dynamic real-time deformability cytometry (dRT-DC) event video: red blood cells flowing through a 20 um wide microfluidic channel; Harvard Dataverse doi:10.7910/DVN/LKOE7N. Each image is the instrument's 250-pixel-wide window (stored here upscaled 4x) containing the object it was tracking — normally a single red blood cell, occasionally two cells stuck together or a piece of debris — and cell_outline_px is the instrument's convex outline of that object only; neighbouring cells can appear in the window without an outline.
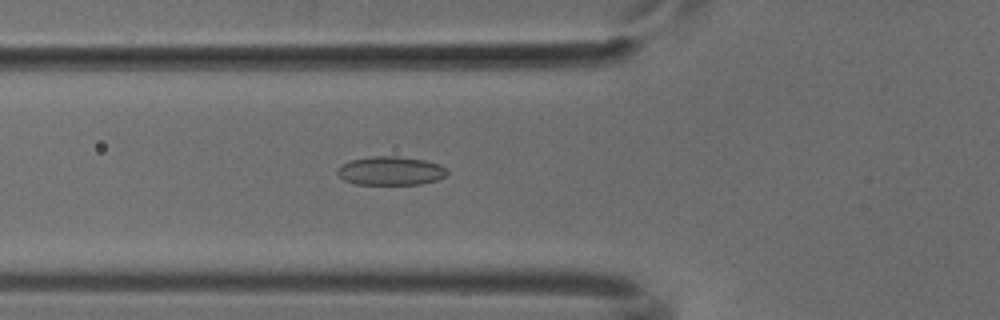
{"species": "common noctule bat (a hibernating species)", "species_latin": "Nyctalus noctula", "temperature_condition": "cold", "stored_images_in_passage": 47, "camera_frame_rate_fps": 3000, "um_per_image_px": 0.085, "animal": {"sex": "male", "body_mass_g": 18.8}, "frame": {"image": 1, "passage_image": 14, "time_ms": 4.333, "image_size_px": [1000, 320], "cell_outline_px": [[448, 172], [440, 180], [420, 184], [356, 184], [344, 180], [336, 172], [336, 168], [340, 164], [348, 160], [372, 156], [396, 156], [424, 160], [440, 164]], "centroid_in_image_um": [33.17, 14.51], "position_along_channel_um": 92.6, "area_um2": 18.5}}
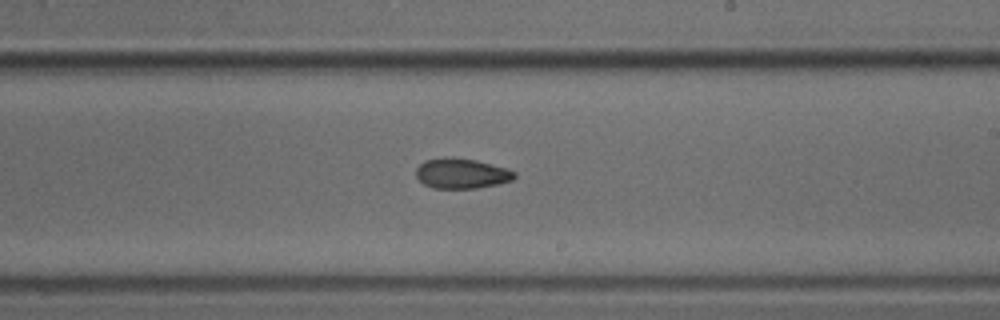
{"frame": {"image": 2, "passage_image": 26, "time_ms": 8.333, "image_size_px": [1000, 320], "cell_outline_px": [[516, 176], [512, 180], [496, 184], [476, 188], [432, 188], [424, 184], [416, 176], [416, 168], [424, 160], [444, 156], [448, 156], [476, 160], [508, 168], [516, 172]], "centroid_in_image_um": [39.22, 14.72], "position_along_channel_um": 249.8, "area_um2": 17.46}}
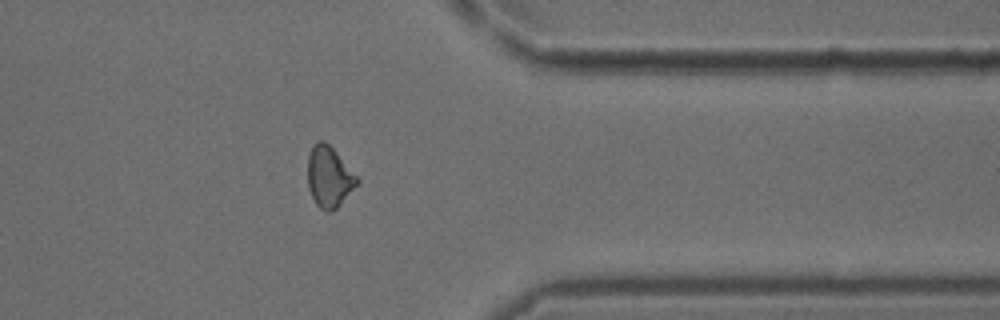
{"frame": {"image": 3, "passage_image": 37, "time_ms": 12.0, "image_size_px": [1000, 320], "cell_outline_px": [[360, 180], [336, 208], [332, 212], [328, 212], [320, 208], [316, 204], [308, 188], [308, 156], [316, 140], [324, 140], [332, 148]], "centroid_in_image_um": [27.94, 15.03], "position_along_channel_um": 383.5, "area_um2": 17.11}}